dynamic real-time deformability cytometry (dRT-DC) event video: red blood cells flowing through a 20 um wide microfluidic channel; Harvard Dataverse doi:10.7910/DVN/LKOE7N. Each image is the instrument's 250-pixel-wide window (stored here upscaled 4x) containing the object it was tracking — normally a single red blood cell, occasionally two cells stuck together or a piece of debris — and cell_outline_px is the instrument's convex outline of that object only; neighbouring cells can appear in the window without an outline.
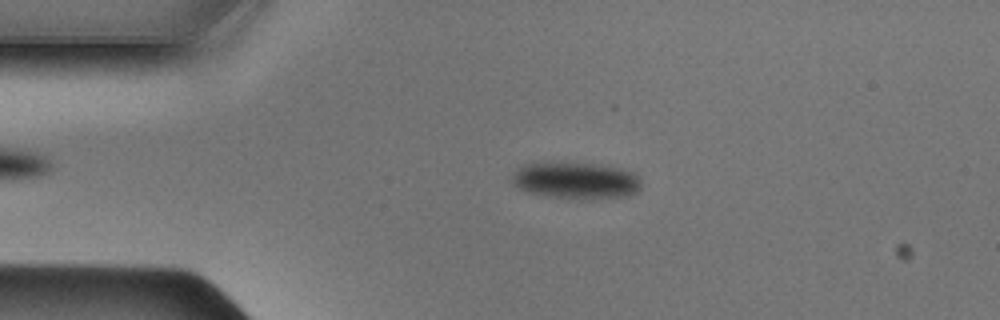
{"species": "Egyptian fruit bat (a non-hibernating species)", "species_latin": "Rousettus aegyptiacus", "temperature_condition": "cold", "stored_images_in_passage": 42, "camera_frame_rate_fps": 3000, "um_per_image_px": 0.085, "animal": {"sex": "male"}, "frame": {"image": 1, "passage_image": 9, "time_ms": 2.667, "image_size_px": [1000, 320], "cell_outline_px": [[640, 188], [636, 192], [628, 196], [544, 196], [528, 192], [512, 184], [512, 176], [520, 168], [528, 164], [592, 164], [620, 168], [636, 172], [640, 176]], "centroid_in_image_um": [49.0, 15.32], "position_along_channel_um": 36.0, "area_um2": 26.18}}
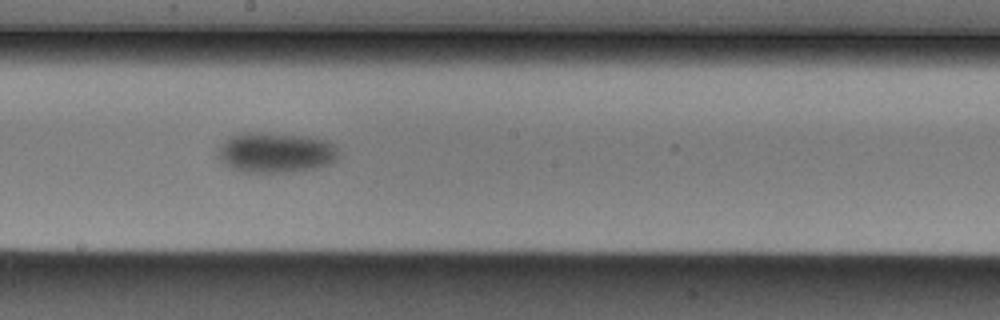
{"frame": {"image": 2, "passage_image": 25, "time_ms": 8.0, "image_size_px": [1000, 320], "cell_outline_px": [[340, 156], [332, 164], [316, 168], [296, 172], [240, 172], [228, 168], [216, 156], [216, 148], [228, 136], [240, 132], [260, 132], [308, 136], [328, 140], [340, 152]], "centroid_in_image_um": [23.39, 12.97], "position_along_channel_um": 224.8, "area_um2": 29.3}}
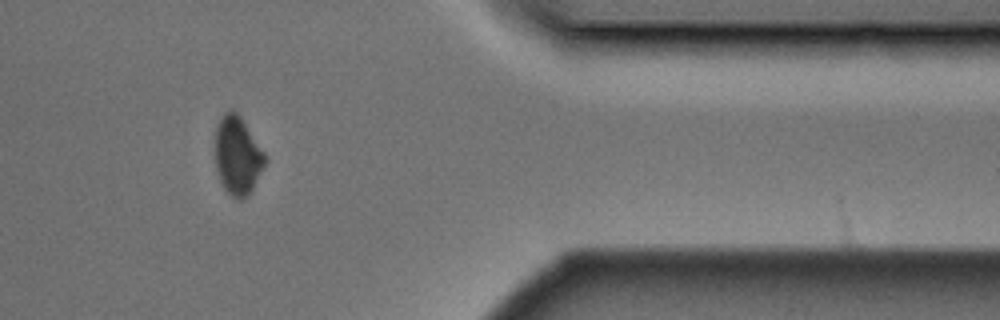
{"frame": {"image": 3, "passage_image": 39, "time_ms": 12.667, "image_size_px": [1000, 320], "cell_outline_px": [[264, 164], [248, 196], [240, 200], [232, 196], [224, 188], [220, 180], [216, 168], [216, 128], [220, 116], [224, 112], [232, 108], [240, 116], [264, 152]], "centroid_in_image_um": [20.16, 13.2], "position_along_channel_um": 391.2, "area_um2": 22.25}}